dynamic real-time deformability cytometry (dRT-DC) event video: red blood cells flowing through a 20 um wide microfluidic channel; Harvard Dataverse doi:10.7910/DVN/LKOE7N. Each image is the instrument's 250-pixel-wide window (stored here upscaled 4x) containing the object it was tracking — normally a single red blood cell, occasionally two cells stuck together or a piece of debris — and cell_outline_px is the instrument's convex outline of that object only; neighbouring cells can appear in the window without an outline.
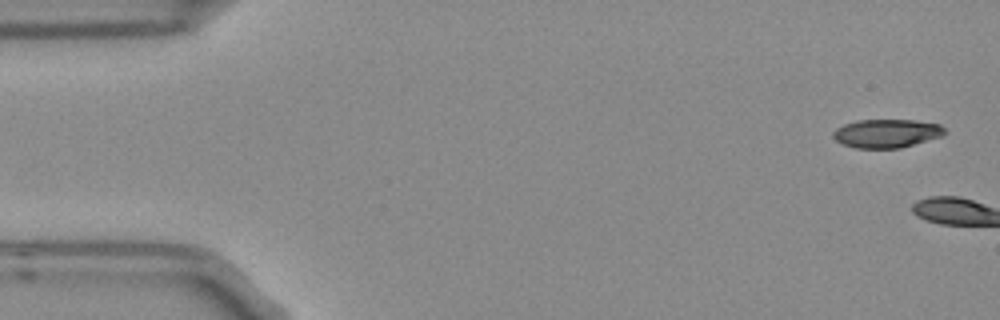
{"species": "Egyptian fruit bat (a non-hibernating species)", "species_latin": "Rousettus aegyptiacus", "temperature_condition": "room temperature", "stored_images_in_passage": 2, "camera_frame_rate_fps": 3000, "um_per_image_px": 0.085, "frame": {"image": 1, "passage_image": 1, "time_ms": 0.0, "image_size_px": [1000, 320], "cell_outline_px": [[948, 132], [944, 136], [900, 148], [856, 148], [844, 144], [836, 140], [832, 136], [832, 132], [836, 128], [844, 124], [856, 120], [916, 120], [940, 124]], "centroid_in_image_um": [75.4, 11.33], "position_along_channel_um": 9.6, "area_um2": 18.73}}